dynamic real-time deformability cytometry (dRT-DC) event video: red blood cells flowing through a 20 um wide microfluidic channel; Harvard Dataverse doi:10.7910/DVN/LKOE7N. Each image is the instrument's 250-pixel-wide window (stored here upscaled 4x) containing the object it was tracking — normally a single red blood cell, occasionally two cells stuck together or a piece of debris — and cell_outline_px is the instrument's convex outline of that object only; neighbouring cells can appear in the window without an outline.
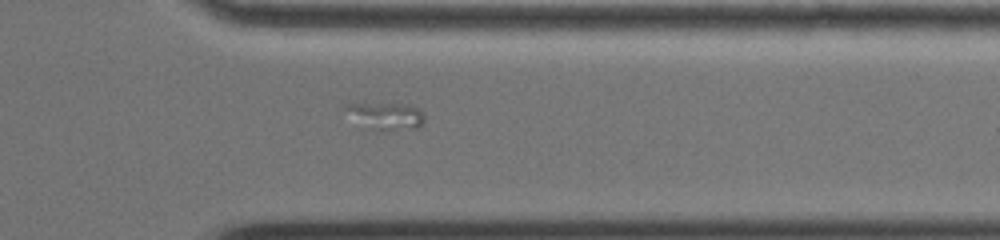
{"species": "common noctule bat (a hibernating species)", "species_latin": "Nyctalus noctula", "temperature_condition": "warm", "stored_images_in_passage": 42, "camera_frame_rate_fps": 3000, "um_per_image_px": 0.085, "animal": {"sex": "female", "body_mass_g": 19.0, "forearm_length_mm": 51.5}, "frame": {"image": 1, "passage_image": 37, "time_ms": 15.667, "image_size_px": [1000, 240], "cell_outline_px": [[424, 124], [420, 128], [380, 132], [372, 128], [344, 108], [344, 104], [404, 104], [416, 108], [424, 112]], "centroid_in_image_um": [32.97, 9.88], "position_along_channel_um": 378.4, "area_um2": 11.96}}